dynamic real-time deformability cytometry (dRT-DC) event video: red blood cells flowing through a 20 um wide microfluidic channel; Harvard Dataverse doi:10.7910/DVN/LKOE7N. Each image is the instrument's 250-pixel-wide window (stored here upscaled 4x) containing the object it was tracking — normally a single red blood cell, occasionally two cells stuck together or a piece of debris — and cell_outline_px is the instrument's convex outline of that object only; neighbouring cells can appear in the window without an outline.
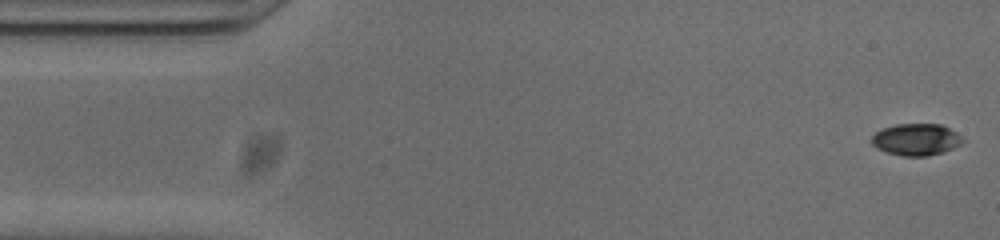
{"species": "common noctule bat (a hibernating species)", "species_latin": "Nyctalus noctula", "temperature_condition": "cold", "stored_images_in_passage": 52, "camera_frame_rate_fps": 3000, "um_per_image_px": 0.085, "animal": {"sex": "male", "body_mass_g": 20.0, "forearm_length_mm": 53.3}, "frame": {"image": 1, "passage_image": 1, "time_ms": 0.0, "image_size_px": [1000, 240], "cell_outline_px": [[964, 140], [960, 144], [944, 152], [928, 156], [904, 156], [888, 152], [876, 148], [872, 144], [872, 136], [876, 132], [884, 128], [896, 124], [940, 124], [956, 132]], "centroid_in_image_um": [77.87, 11.86], "position_along_channel_um": 7.1, "area_um2": 16.7}}
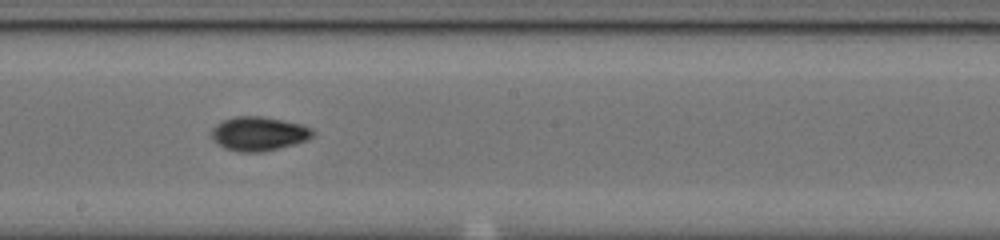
{"frame": {"image": 2, "passage_image": 27, "time_ms": 8.667, "image_size_px": [1000, 240], "cell_outline_px": [[316, 132], [308, 140], [260, 152], [240, 152], [224, 148], [212, 140], [212, 128], [216, 124], [224, 120], [236, 116], [260, 116], [300, 124], [312, 128]], "centroid_in_image_um": [21.97, 11.36], "position_along_channel_um": 226.2, "area_um2": 19.88}}
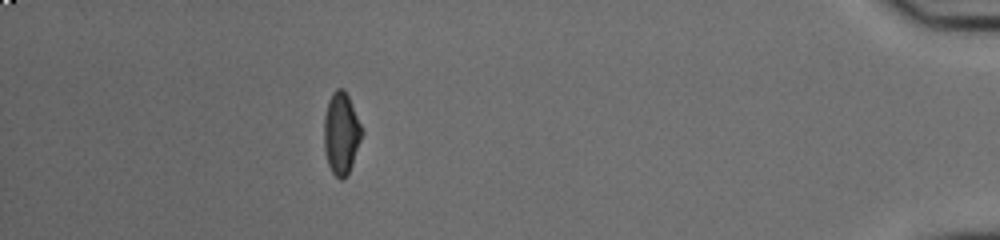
{"frame": {"image": 3, "passage_image": 46, "time_ms": 15.0, "image_size_px": [1000, 240], "cell_outline_px": [[364, 132], [352, 164], [348, 172], [340, 180], [332, 172], [328, 164], [324, 152], [324, 116], [328, 100], [332, 92], [336, 88], [344, 88], [348, 96]], "centroid_in_image_um": [28.99, 11.3], "position_along_channel_um": 406.2, "area_um2": 18.03}, "authors_computed_cell_mechanics": {"area_um2": 18.0336, "velocity_mm_per_s": 3.8544, "shape_relaxation_time_tau1_ms": 4.7674, "shape_relaxation_time_tau2_ms": 2.4328, "deformation_change_tau1": 0.1681, "deformation_change_tau2": 0.0569}}